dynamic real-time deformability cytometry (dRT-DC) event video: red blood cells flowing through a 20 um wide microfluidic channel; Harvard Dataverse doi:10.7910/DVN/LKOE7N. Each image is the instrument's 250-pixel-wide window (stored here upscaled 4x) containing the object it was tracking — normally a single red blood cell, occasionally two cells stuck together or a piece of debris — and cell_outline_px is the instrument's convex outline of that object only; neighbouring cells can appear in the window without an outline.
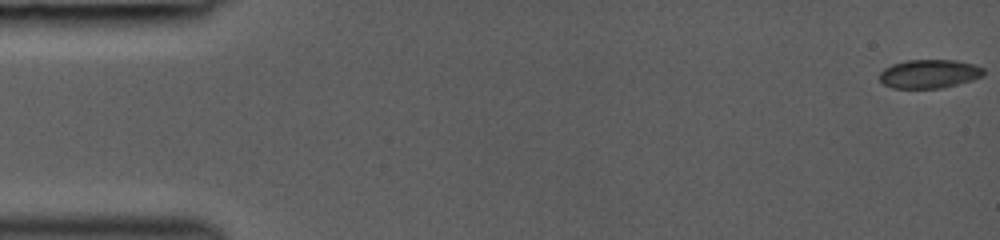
{"species": "common noctule bat (a hibernating species)", "species_latin": "Nyctalus noctula", "temperature_condition": "room temperature", "stored_images_in_passage": 13, "camera_frame_rate_fps": 3000, "um_per_image_px": 0.085, "animal": {"sex": "female", "body_mass_g": 19.0, "forearm_length_mm": 53.3}, "frame": {"image": 1, "passage_image": 1, "time_ms": 0.0, "image_size_px": [1000, 240], "cell_outline_px": [[984, 76], [972, 80], [940, 88], [892, 88], [884, 84], [880, 80], [880, 72], [884, 68], [892, 64], [908, 60], [956, 60], [972, 64], [984, 68]], "centroid_in_image_um": [78.99, 6.27], "position_along_channel_um": 6.0, "area_um2": 17.34}}
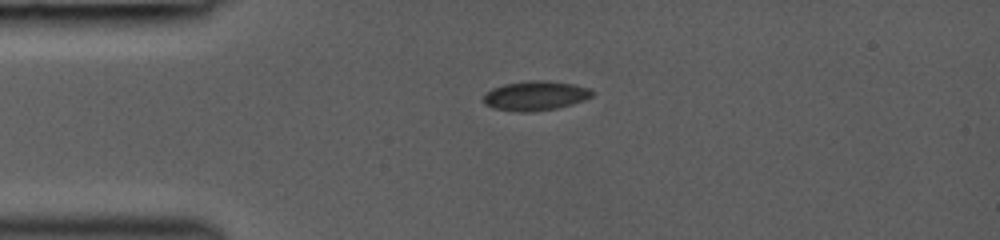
{"frame": {"image": 2, "passage_image": 10, "time_ms": 3.667, "image_size_px": [1000, 240], "cell_outline_px": [[592, 96], [584, 100], [572, 104], [556, 108], [528, 112], [520, 112], [492, 108], [484, 104], [484, 92], [492, 88], [504, 84], [536, 80], [548, 80], [572, 84], [588, 88], [592, 92]], "centroid_in_image_um": [45.46, 8.14], "position_along_channel_um": 39.5, "area_um2": 18.55}}